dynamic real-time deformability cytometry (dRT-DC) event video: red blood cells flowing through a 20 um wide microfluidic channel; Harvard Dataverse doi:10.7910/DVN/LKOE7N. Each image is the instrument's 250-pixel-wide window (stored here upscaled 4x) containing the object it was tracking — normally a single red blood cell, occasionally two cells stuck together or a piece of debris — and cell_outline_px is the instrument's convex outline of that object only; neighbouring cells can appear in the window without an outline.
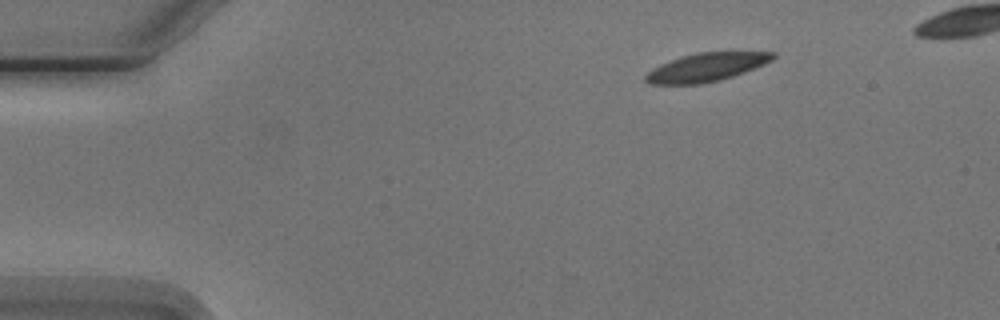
{"species": "Egyptian fruit bat (a non-hibernating species)", "species_latin": "Rousettus aegyptiacus", "temperature_condition": "cold", "stored_images_in_passage": 4, "camera_frame_rate_fps": 3000, "um_per_image_px": 0.085, "animal": {"sex": "male"}, "frame": {"image": 1, "passage_image": 1, "time_ms": 0.0, "image_size_px": [1000, 320], "cell_outline_px": [[776, 56], [772, 60], [764, 64], [744, 72], [720, 80], [700, 84], [648, 84], [644, 80], [644, 76], [652, 68], [660, 64], [696, 52], [776, 52]], "centroid_in_image_um": [60.02, 5.72], "position_along_channel_um": 25.0, "area_um2": 20.92}}